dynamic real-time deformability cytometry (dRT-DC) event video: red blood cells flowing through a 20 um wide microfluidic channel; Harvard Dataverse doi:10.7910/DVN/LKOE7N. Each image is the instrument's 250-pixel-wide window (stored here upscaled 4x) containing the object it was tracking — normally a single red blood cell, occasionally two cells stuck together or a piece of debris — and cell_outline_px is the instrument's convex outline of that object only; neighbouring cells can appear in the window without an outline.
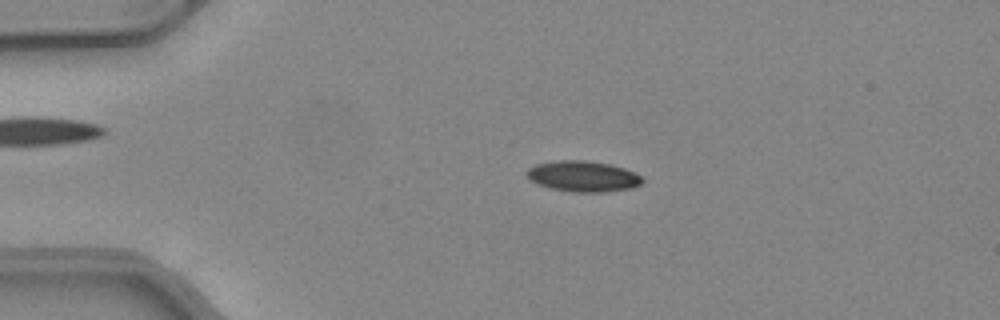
{"species": "common noctule bat (a hibernating species)", "species_latin": "Nyctalus noctula", "temperature_condition": "warm", "stored_images_in_passage": 50, "camera_frame_rate_fps": 3000, "um_per_image_px": 0.085, "animal": {"sex": "female", "body_mass_g": 24.6, "forearm_length_mm": 56.2}, "frame": {"image": 1, "passage_image": 10, "time_ms": 3.0, "image_size_px": [1000, 320], "cell_outline_px": [[644, 180], [640, 184], [632, 188], [604, 192], [572, 192], [552, 188], [540, 184], [532, 180], [524, 172], [528, 168], [536, 164], [556, 160], [588, 160], [612, 164], [624, 168], [640, 176]], "centroid_in_image_um": [49.56, 14.97], "position_along_channel_um": 35.4, "area_um2": 20.69}}
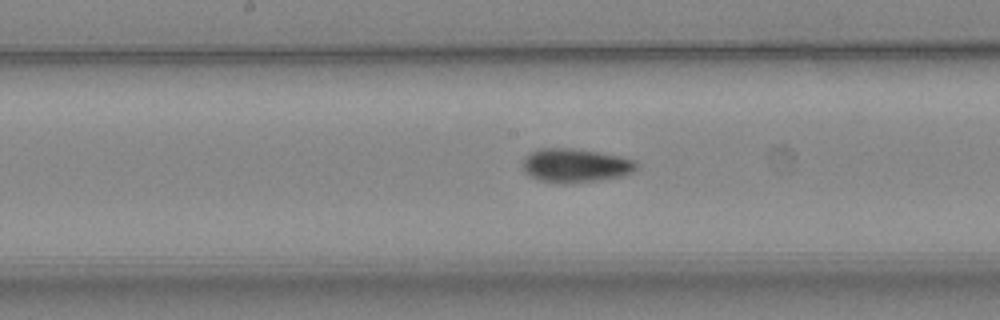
{"frame": {"image": 2, "passage_image": 25, "time_ms": 8.0, "image_size_px": [1000, 320], "cell_outline_px": [[640, 168], [632, 172], [620, 176], [600, 180], [572, 184], [560, 184], [540, 180], [524, 172], [524, 156], [540, 148], [572, 148], [620, 156], [636, 160], [640, 164]], "centroid_in_image_um": [48.96, 14.07], "position_along_channel_um": 199.2, "area_um2": 22.6}}
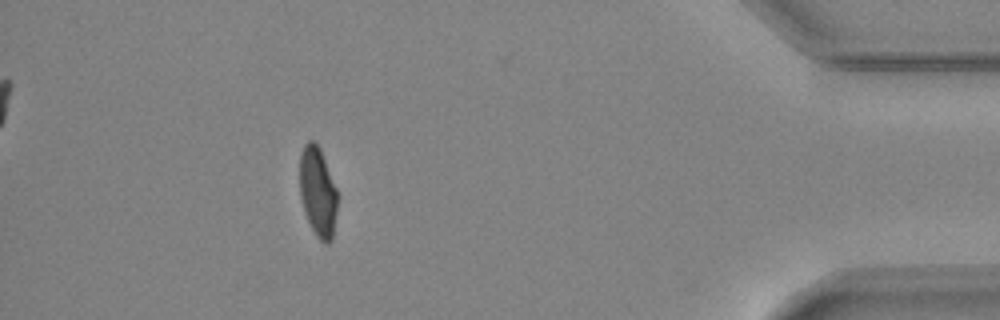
{"frame": {"image": 3, "passage_image": 44, "time_ms": 14.333, "image_size_px": [1000, 320], "cell_outline_px": [[340, 196], [332, 240], [328, 244], [324, 244], [316, 236], [304, 212], [300, 196], [300, 152], [304, 144], [308, 140], [312, 140], [320, 148]], "centroid_in_image_um": [27.04, 16.33], "position_along_channel_um": 408.2, "area_um2": 20.23}, "authors_computed_cell_mechanics": {"area_um2": 20.7213, "velocity_mm_per_s": 4.1333, "shape_relaxation_time_tau1_ms": null, "shape_relaxation_time_tau2_ms": 2.4904, "deformation_change_tau1": null, "deformation_change_tau2": 0.0832}}